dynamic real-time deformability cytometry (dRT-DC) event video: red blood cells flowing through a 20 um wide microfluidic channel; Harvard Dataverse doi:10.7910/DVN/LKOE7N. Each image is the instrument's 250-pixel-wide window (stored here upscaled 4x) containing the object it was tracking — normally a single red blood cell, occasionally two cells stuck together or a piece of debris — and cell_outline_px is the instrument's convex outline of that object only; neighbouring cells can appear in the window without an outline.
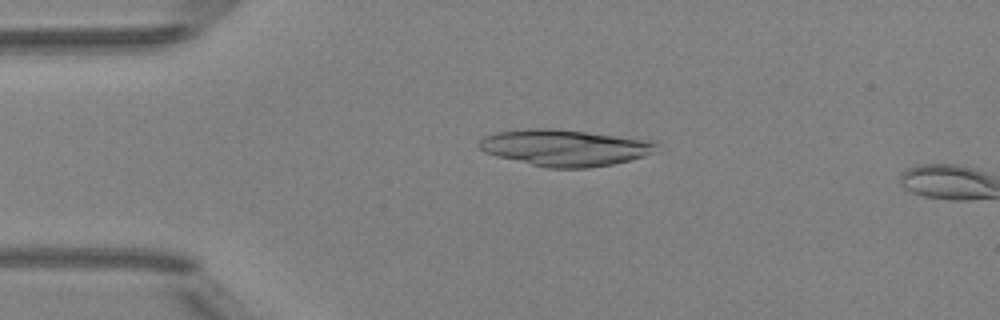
{"species": "Egyptian fruit bat (a non-hibernating species)", "species_latin": "Rousettus aegyptiacus", "temperature_condition": "room temperature", "stored_images_in_passage": 13, "camera_frame_rate_fps": 3000, "um_per_image_px": 0.085, "animal": {"sex": "female"}, "frame": {"image": 1, "passage_image": 11, "time_ms": 3.333, "image_size_px": [1000, 320], "cell_outline_px": [[656, 144], [652, 152], [644, 156], [612, 164], [588, 168], [548, 168], [496, 156], [484, 152], [476, 144], [484, 136], [496, 132], [524, 128], [552, 128], [588, 132], [652, 140]], "centroid_in_image_um": [47.94, 12.54], "position_along_channel_um": 37.1, "area_um2": 37.57}}